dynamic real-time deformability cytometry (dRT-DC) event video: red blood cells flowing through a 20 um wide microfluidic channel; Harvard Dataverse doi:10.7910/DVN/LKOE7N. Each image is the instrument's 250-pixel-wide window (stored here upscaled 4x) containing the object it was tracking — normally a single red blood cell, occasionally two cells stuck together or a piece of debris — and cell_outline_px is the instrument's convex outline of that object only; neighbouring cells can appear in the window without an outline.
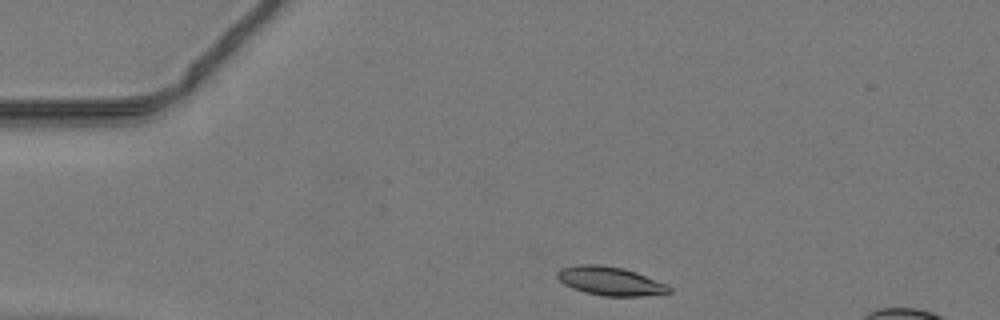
{"species": "common noctule bat (a hibernating species)", "species_latin": "Nyctalus noctula", "temperature_condition": "warm", "stored_images_in_passage": 37, "camera_frame_rate_fps": 3000, "um_per_image_px": 0.085, "animal": {"sex": "male", "body_mass_g": 19.2, "forearm_length_mm": 51.8}, "frame": {"image": 1, "passage_image": 1, "time_ms": 0.0, "image_size_px": [1000, 320], "cell_outline_px": [[672, 292], [640, 296], [604, 296], [584, 292], [572, 288], [564, 284], [556, 276], [556, 272], [560, 268], [576, 264], [600, 264], [624, 268], [636, 272], [668, 284], [672, 288]], "centroid_in_image_um": [51.86, 23.88], "position_along_channel_um": 33.1, "area_um2": 18.9}}
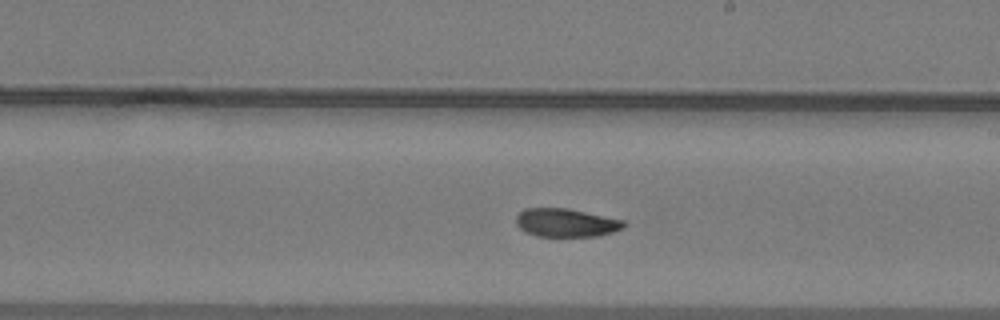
{"frame": {"image": 2, "passage_image": 19, "time_ms": 6.0, "image_size_px": [1000, 320], "cell_outline_px": [[624, 228], [600, 236], [536, 236], [524, 232], [516, 224], [516, 216], [524, 208], [568, 208], [624, 220]], "centroid_in_image_um": [48.09, 18.93], "position_along_channel_um": 240.9, "area_um2": 17.86}}
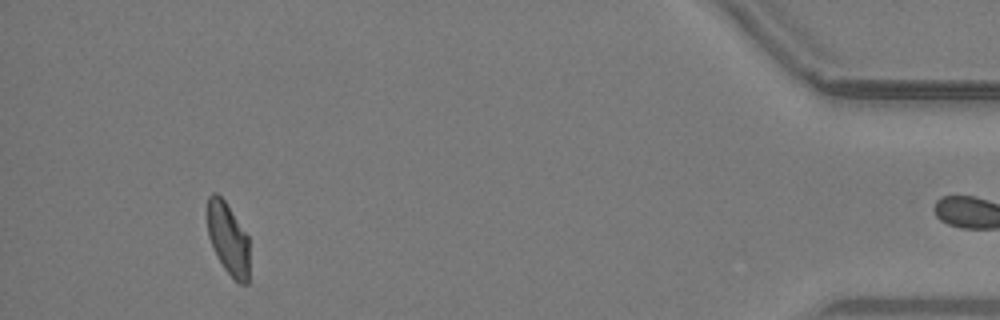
{"frame": {"image": 3, "passage_image": 36, "time_ms": 11.667, "image_size_px": [1000, 320], "cell_outline_px": [[248, 284], [240, 284], [224, 268], [208, 236], [208, 196], [212, 192], [216, 192], [224, 200], [248, 236]], "centroid_in_image_um": [19.39, 20.27], "position_along_channel_um": 415.8, "area_um2": 17.17}}